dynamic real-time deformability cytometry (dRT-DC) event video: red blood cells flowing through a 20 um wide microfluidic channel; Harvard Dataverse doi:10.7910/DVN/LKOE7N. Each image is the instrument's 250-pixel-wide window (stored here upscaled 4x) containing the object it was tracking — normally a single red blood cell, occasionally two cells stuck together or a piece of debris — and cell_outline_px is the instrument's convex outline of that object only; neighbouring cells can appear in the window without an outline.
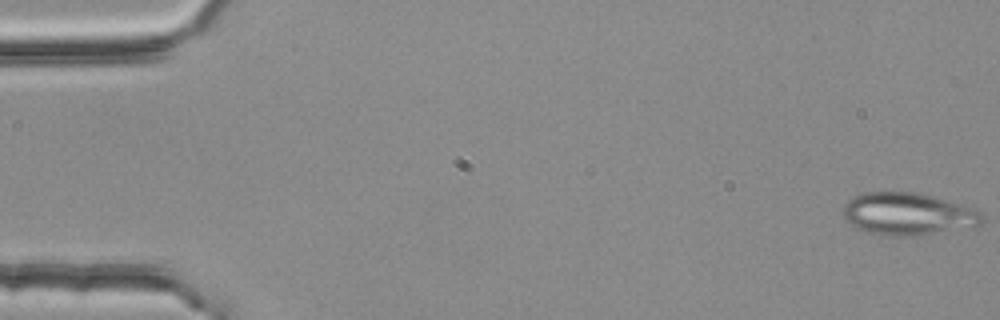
{"species": "common noctule bat (a hibernating species)", "species_latin": "Nyctalus noctula", "temperature_condition": "room temperature", "stored_images_in_passage": 54, "segment_of_instrument_passage": [1, 2], "camera_frame_rate_fps": 3000, "um_per_image_px": 0.085, "animal": {"sex": "female", "body_mass_g": 25.1}, "frame": {"image": 1, "passage_image": 1, "time_ms": 0.0, "image_size_px": [1000, 320], "cell_outline_px": [[984, 220], [980, 224], [920, 236], [888, 236], [868, 232], [856, 228], [844, 216], [844, 204], [852, 196], [864, 192], [916, 192], [964, 204], [976, 208], [984, 212]], "centroid_in_image_um": [77.21, 18.18], "position_along_channel_um": 7.8, "area_um2": 34.51}}